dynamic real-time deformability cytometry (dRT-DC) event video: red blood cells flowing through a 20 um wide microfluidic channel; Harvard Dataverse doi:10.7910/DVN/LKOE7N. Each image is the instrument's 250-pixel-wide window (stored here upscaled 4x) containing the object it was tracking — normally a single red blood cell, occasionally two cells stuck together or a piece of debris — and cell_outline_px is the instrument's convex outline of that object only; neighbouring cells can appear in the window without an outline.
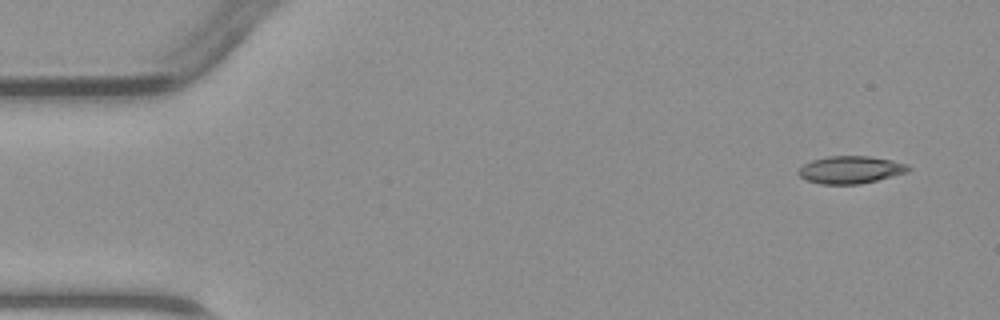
{"species": "common noctule bat (a hibernating species)", "species_latin": "Nyctalus noctula", "temperature_condition": "warm", "stored_images_in_passage": 3, "camera_frame_rate_fps": 3000, "um_per_image_px": 0.085, "animal": {"sex": "male", "body_mass_g": 23.1, "forearm_length_mm": 52.7}, "frame": {"image": 1, "passage_image": 1, "time_ms": 0.0, "image_size_px": [1000, 320], "cell_outline_px": [[912, 168], [908, 172], [860, 184], [820, 184], [804, 180], [796, 172], [804, 164], [812, 160], [828, 156], [868, 156], [892, 160], [908, 164]], "centroid_in_image_um": [72.29, 14.43], "position_along_channel_um": 12.7, "area_um2": 17.69}}